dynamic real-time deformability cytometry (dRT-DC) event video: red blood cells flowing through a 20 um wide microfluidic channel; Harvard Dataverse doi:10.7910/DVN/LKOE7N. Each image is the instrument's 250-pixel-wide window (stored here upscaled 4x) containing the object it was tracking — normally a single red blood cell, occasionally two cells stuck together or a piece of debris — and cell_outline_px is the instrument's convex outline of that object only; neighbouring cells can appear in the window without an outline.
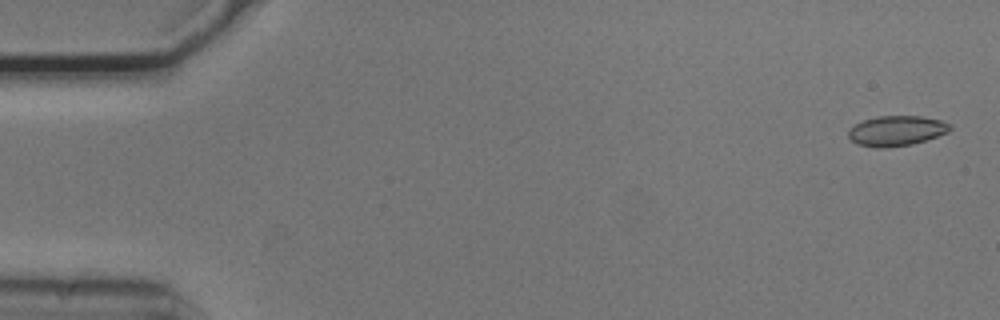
{"species": "common noctule bat (a hibernating species)", "species_latin": "Nyctalus noctula", "temperature_condition": "cold", "stored_images_in_passage": 13, "camera_frame_rate_fps": 3000, "um_per_image_px": 0.085, "animal": {"sex": "male", "body_mass_g": 20.5, "forearm_length_mm": 52.5}, "frame": {"image": 1, "passage_image": 2, "time_ms": 0.333, "image_size_px": [1000, 320], "cell_outline_px": [[952, 128], [948, 132], [912, 144], [884, 148], [876, 148], [856, 144], [848, 136], [848, 132], [856, 124], [864, 120], [880, 116], [920, 116], [940, 120], [948, 124]], "centroid_in_image_um": [76.18, 11.12], "position_along_channel_um": 8.8, "area_um2": 17.57}}